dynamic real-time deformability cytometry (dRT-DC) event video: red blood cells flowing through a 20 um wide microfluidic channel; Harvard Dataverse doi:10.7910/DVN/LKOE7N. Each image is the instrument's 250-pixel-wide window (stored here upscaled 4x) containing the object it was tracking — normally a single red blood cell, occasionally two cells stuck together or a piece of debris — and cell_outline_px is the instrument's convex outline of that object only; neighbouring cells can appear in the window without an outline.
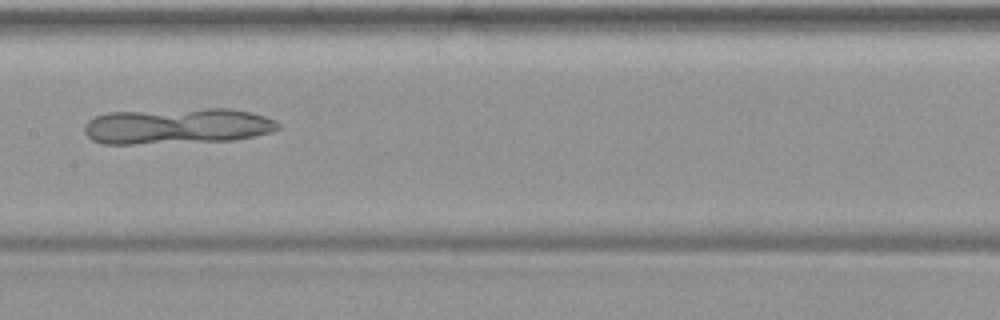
{"species": "common noctule bat (a hibernating species)", "species_latin": "Nyctalus noctula", "temperature_condition": "warm", "stored_images_in_passage": 49, "camera_frame_rate_fps": 3000, "um_per_image_px": 0.085, "animal": {"sex": "female", "body_mass_g": 19.9}, "frame": {"image": 1, "passage_image": 25, "time_ms": 8.0, "image_size_px": [1000, 320], "cell_outline_px": [[280, 128], [272, 132], [236, 140], [136, 144], [104, 144], [92, 140], [84, 132], [84, 124], [88, 120], [96, 116], [108, 112], [204, 108], [228, 108], [252, 112], [276, 120], [280, 124]], "centroid_in_image_um": [15.08, 10.71], "position_along_channel_um": 192.3, "area_um2": 40.98}}
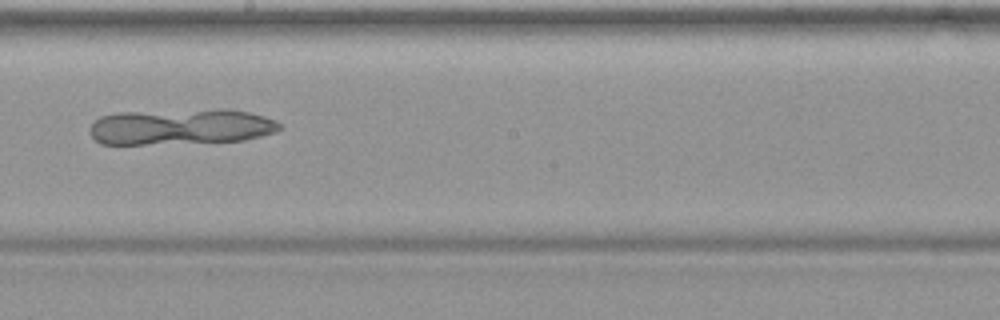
{"frame": {"image": 2, "passage_image": 28, "time_ms": 9.0, "image_size_px": [1000, 320], "cell_outline_px": [[284, 128], [276, 132], [244, 140], [144, 144], [100, 144], [88, 132], [88, 128], [100, 116], [120, 112], [248, 112], [264, 116], [276, 120]], "centroid_in_image_um": [15.3, 10.82], "position_along_channel_um": 232.9, "area_um2": 38.09}}
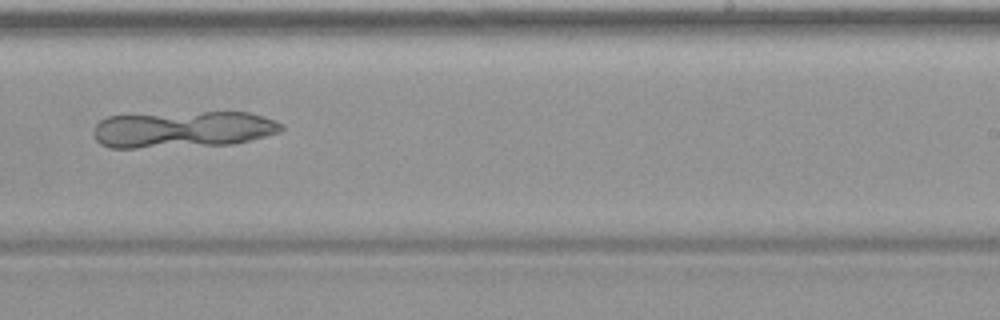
{"frame": {"image": 3, "passage_image": 31, "time_ms": 10.0, "image_size_px": [1000, 320], "cell_outline_px": [[284, 128], [280, 132], [232, 144], [136, 148], [108, 148], [100, 144], [96, 140], [92, 132], [92, 128], [100, 120], [108, 116], [204, 112], [248, 112], [272, 120], [280, 124]], "centroid_in_image_um": [15.46, 11.01], "position_along_channel_um": 273.5, "area_um2": 39.82}}